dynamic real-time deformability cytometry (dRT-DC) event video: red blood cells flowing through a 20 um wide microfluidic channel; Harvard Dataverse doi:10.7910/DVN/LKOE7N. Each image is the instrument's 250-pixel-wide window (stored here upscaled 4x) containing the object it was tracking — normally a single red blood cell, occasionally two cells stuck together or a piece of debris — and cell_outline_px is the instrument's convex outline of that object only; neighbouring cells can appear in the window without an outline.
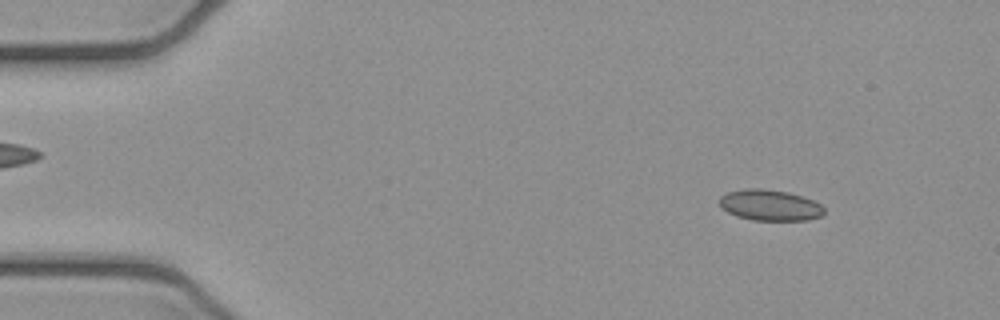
{"species": "common noctule bat (a hibernating species)", "species_latin": "Nyctalus noctula", "temperature_condition": "cold", "stored_images_in_passage": 4, "camera_frame_rate_fps": 3000, "um_per_image_px": 0.085, "animal": {"sex": "female", "body_mass_g": 21.9}, "frame": {"image": 1, "passage_image": 1, "time_ms": 0.0, "image_size_px": [1000, 320], "cell_outline_px": [[824, 212], [820, 216], [808, 220], [752, 220], [736, 216], [720, 208], [720, 196], [728, 192], [744, 188], [760, 188], [788, 192], [812, 200], [820, 204], [824, 208]], "centroid_in_image_um": [65.4, 17.44], "position_along_channel_um": 19.6, "area_um2": 18.84}}
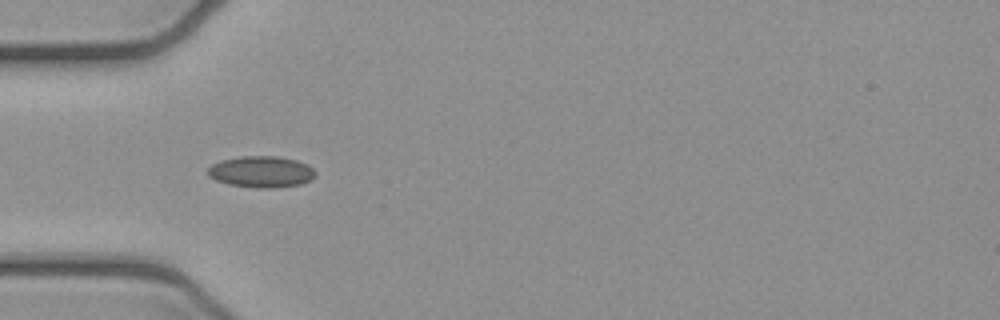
{"frame": {"image": 2, "passage_image": 4, "time_ms": 1.0, "image_size_px": [1000, 320], "cell_outline_px": [[316, 176], [312, 180], [300, 184], [276, 188], [256, 188], [228, 184], [216, 180], [208, 176], [208, 168], [212, 164], [220, 160], [240, 156], [280, 156], [296, 160], [308, 164], [316, 172]], "centroid_in_image_um": [22.23, 14.6], "position_along_channel_um": 62.8, "area_um2": 19.94}}